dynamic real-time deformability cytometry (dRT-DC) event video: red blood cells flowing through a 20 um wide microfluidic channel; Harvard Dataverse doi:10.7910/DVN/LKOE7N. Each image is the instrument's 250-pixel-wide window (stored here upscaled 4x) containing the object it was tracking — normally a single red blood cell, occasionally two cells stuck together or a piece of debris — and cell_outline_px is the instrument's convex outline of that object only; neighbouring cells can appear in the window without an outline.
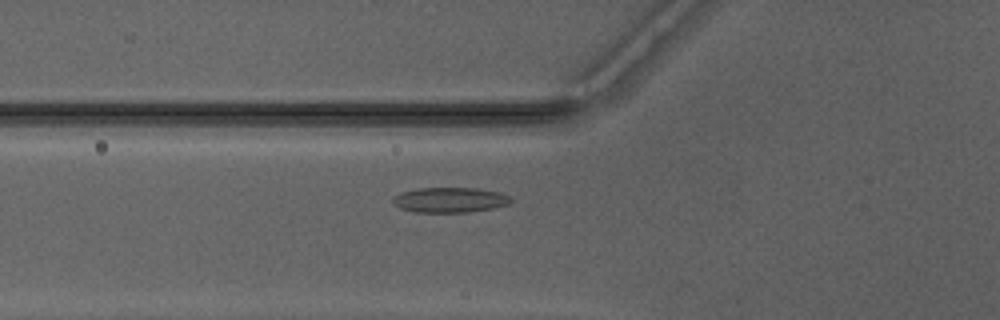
{"species": "Egyptian fruit bat (a non-hibernating species)", "species_latin": "Rousettus aegyptiacus", "temperature_condition": "warm", "stored_images_in_passage": 36, "camera_frame_rate_fps": 3000, "um_per_image_px": 0.085, "animal": {"sex": "male"}, "frame": {"image": 1, "passage_image": 5, "time_ms": 1.333, "image_size_px": [1000, 320], "cell_outline_px": [[512, 200], [508, 204], [492, 208], [468, 212], [416, 212], [400, 208], [392, 204], [392, 196], [400, 192], [416, 188], [476, 188], [500, 192], [512, 196]], "centroid_in_image_um": [38.21, 16.98], "position_along_channel_um": 87.6, "area_um2": 17.46}}
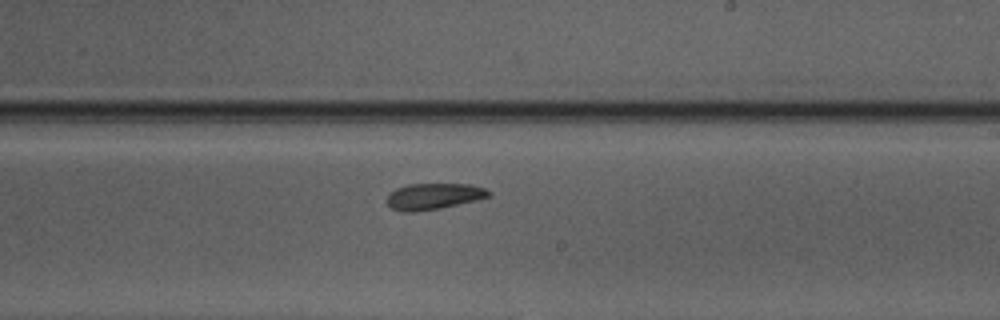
{"frame": {"image": 2, "passage_image": 17, "time_ms": 5.333, "image_size_px": [1000, 320], "cell_outline_px": [[492, 196], [476, 200], [440, 208], [412, 212], [404, 212], [392, 208], [388, 204], [388, 192], [396, 188], [408, 184], [472, 184], [484, 188], [492, 192]], "centroid_in_image_um": [36.88, 16.67], "position_along_channel_um": 252.1, "area_um2": 15.55}}
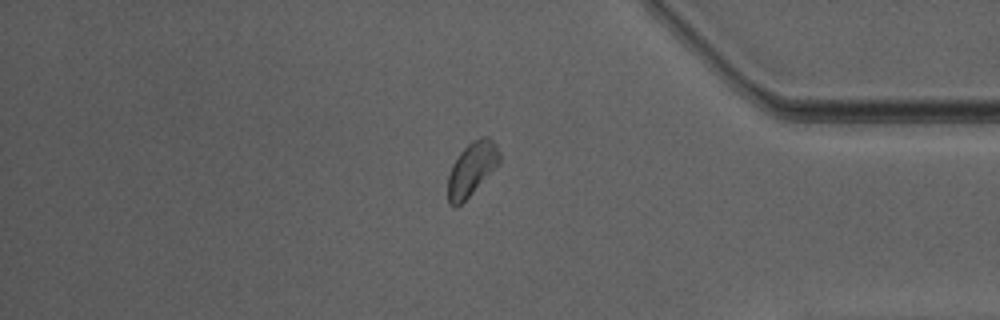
{"frame": {"image": 3, "passage_image": 29, "time_ms": 9.333, "image_size_px": [1000, 320], "cell_outline_px": [[500, 160], [472, 192], [456, 208], [452, 208], [448, 204], [448, 176], [452, 164], [460, 152], [472, 140], [480, 136], [488, 136], [496, 144], [500, 152]], "centroid_in_image_um": [40.06, 14.34], "position_along_channel_um": 395.1, "area_um2": 15.78}, "authors_computed_cell_mechanics": {"area_um2": 15.8372, "velocity_mm_per_s": 4.1153, "shape_relaxation_time_tau1_ms": null, "shape_relaxation_time_tau2_ms": 6.1116, "deformation_change_tau1": null, "deformation_change_tau2": 0.1281}}